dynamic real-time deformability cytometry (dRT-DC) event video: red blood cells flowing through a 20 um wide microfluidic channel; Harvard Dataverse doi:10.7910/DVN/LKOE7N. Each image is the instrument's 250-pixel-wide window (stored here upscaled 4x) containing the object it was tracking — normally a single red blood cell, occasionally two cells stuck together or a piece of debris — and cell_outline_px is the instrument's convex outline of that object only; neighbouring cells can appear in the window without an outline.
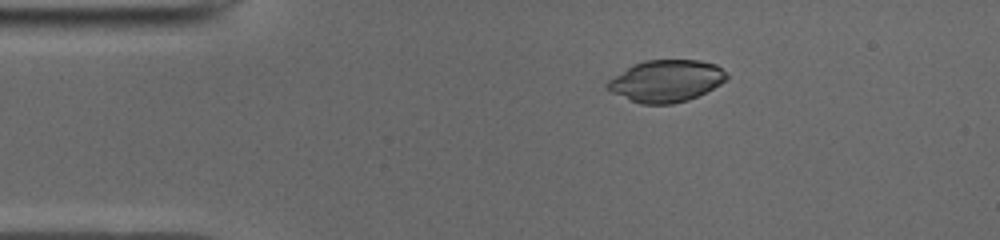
{"species": "common noctule bat (a hibernating species)", "species_latin": "Nyctalus noctula", "temperature_condition": "cold", "stored_images_in_passage": 15, "camera_frame_rate_fps": 3000, "um_per_image_px": 0.085, "animal": {"sex": "male", "body_mass_g": 19.0, "forearm_length_mm": 50.8}, "frame": {"image": 1, "passage_image": 9, "time_ms": 2.667, "image_size_px": [1000, 240], "cell_outline_px": [[728, 76], [720, 84], [688, 100], [672, 104], [640, 104], [612, 92], [604, 84], [608, 80], [632, 64], [644, 60], [700, 60], [716, 64]], "centroid_in_image_um": [56.59, 6.87], "position_along_channel_um": 28.4, "area_um2": 28.9}}